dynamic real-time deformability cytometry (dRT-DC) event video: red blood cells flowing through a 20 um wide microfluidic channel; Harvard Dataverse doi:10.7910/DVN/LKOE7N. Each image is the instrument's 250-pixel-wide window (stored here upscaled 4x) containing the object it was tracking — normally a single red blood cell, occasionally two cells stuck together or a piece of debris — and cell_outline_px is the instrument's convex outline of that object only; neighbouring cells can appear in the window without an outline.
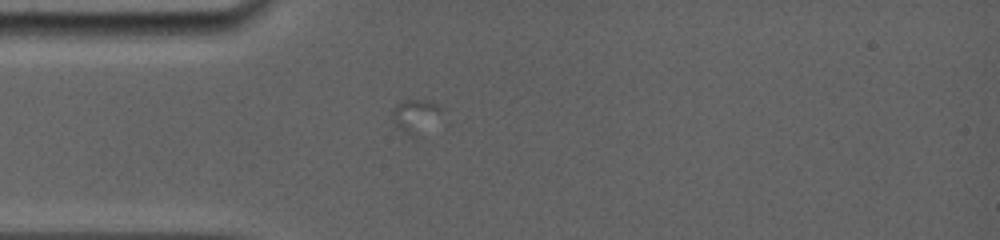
{"species": "common noctule bat (a hibernating species)", "species_latin": "Nyctalus noctula", "temperature_condition": "room temperature", "stored_images_in_passage": 13, "camera_frame_rate_fps": 5000, "um_per_image_px": 0.085, "animal": {"sex": "female", "body_mass_g": 19.0, "forearm_length_mm": 56.7}, "frame": {"image": 1, "passage_image": 1, "time_ms": 0.0, "image_size_px": [1000, 240], "cell_outline_px": [[444, 120], [412, 136], [408, 136], [392, 120], [392, 108], [396, 104], [404, 100], [432, 100], [440, 104], [444, 108]], "centroid_in_image_um": [35.45, 9.81], "position_along_channel_um": 49.5, "area_um2": 10.17}}